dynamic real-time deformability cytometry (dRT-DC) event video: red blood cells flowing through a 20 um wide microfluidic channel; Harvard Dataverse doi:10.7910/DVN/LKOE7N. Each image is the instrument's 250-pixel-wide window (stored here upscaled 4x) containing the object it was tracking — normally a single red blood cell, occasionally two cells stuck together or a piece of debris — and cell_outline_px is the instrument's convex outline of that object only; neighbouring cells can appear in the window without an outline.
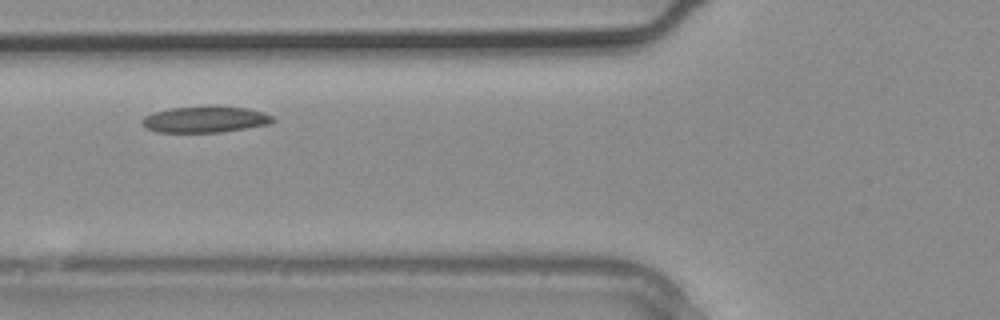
{"species": "common noctule bat (a hibernating species)", "species_latin": "Nyctalus noctula", "temperature_condition": "warm", "stored_images_in_passage": 2, "camera_frame_rate_fps": 3000, "um_per_image_px": 0.085, "animal": {"sex": "male", "body_mass_g": 20.4}, "frame": {"image": 1, "passage_image": 2, "time_ms": 0.333, "image_size_px": [1000, 320], "cell_outline_px": [[276, 120], [268, 124], [220, 132], [156, 132], [144, 128], [140, 124], [140, 120], [144, 116], [152, 112], [168, 108], [208, 104], [216, 104], [244, 108], [264, 112], [272, 116]], "centroid_in_image_um": [17.36, 10.11], "position_along_channel_um": 108.4, "area_um2": 20.69}}